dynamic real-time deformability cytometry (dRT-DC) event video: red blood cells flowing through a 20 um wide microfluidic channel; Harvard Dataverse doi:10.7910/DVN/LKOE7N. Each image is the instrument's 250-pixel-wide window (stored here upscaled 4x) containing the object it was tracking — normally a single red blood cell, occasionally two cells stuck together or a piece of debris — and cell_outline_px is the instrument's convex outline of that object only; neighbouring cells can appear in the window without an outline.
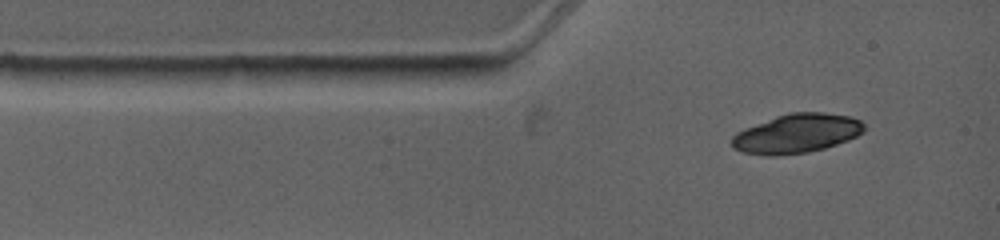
{"species": "common noctule bat (a hibernating species)", "species_latin": "Nyctalus noctula", "temperature_condition": "warm", "stored_images_in_passage": 2, "camera_frame_rate_fps": 4500, "um_per_image_px": 0.085, "animal": {"sex": "female", "body_mass_g": 19.0, "forearm_length_mm": 53.3}, "frame": {"image": 1, "passage_image": 1, "time_ms": 0.0, "image_size_px": [1000, 240], "cell_outline_px": [[864, 132], [848, 140], [824, 148], [808, 152], [776, 156], [764, 156], [740, 152], [732, 148], [732, 136], [736, 132], [744, 128], [776, 116], [792, 112], [824, 112], [848, 116], [860, 120], [864, 124]], "centroid_in_image_um": [67.68, 11.36], "position_along_channel_um": 17.3, "area_um2": 30.35}}